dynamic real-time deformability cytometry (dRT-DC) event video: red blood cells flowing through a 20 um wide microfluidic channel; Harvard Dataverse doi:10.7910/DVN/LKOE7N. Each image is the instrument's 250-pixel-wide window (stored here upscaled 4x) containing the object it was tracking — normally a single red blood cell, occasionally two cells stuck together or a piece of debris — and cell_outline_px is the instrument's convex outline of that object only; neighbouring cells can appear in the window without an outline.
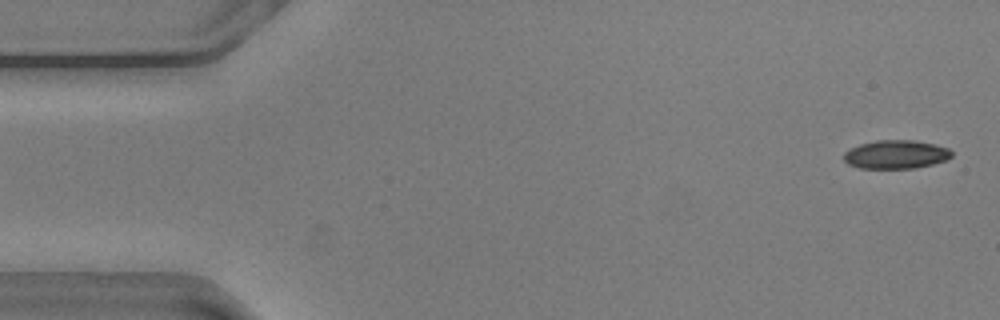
{"species": "common noctule bat (a hibernating species)", "species_latin": "Nyctalus noctula", "temperature_condition": "warm", "stored_images_in_passage": 56, "camera_frame_rate_fps": 3000, "um_per_image_px": 0.085, "animal": {"sex": "male", "body_mass_g": 20.5, "forearm_length_mm": 52.5}, "frame": {"image": 1, "passage_image": 2, "time_ms": 0.333, "image_size_px": [1000, 320], "cell_outline_px": [[952, 156], [944, 160], [932, 164], [916, 168], [860, 168], [848, 164], [844, 160], [844, 152], [848, 148], [860, 144], [876, 140], [912, 140], [932, 144], [948, 148], [952, 152]], "centroid_in_image_um": [76.11, 13.12], "position_along_channel_um": 8.9, "area_um2": 17.86}}
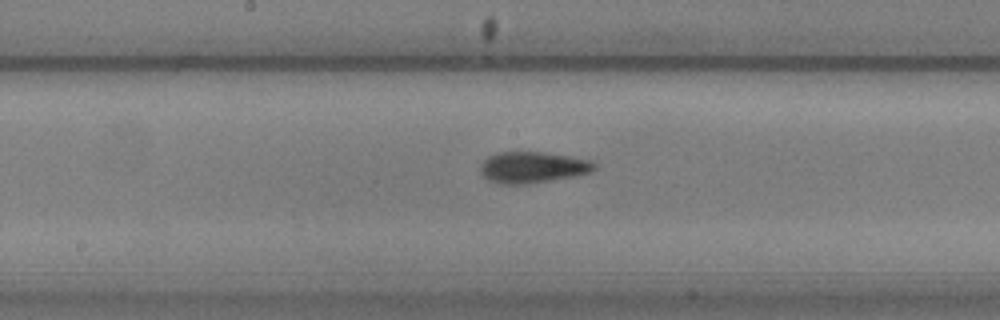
{"frame": {"image": 2, "passage_image": 28, "time_ms": 9.0, "image_size_px": [1000, 320], "cell_outline_px": [[596, 168], [592, 172], [576, 176], [528, 184], [500, 184], [488, 180], [480, 172], [480, 164], [488, 156], [496, 152], [544, 152], [572, 156], [592, 160], [596, 164]], "centroid_in_image_um": [45.29, 14.22], "position_along_channel_um": 202.9, "area_um2": 21.1}}
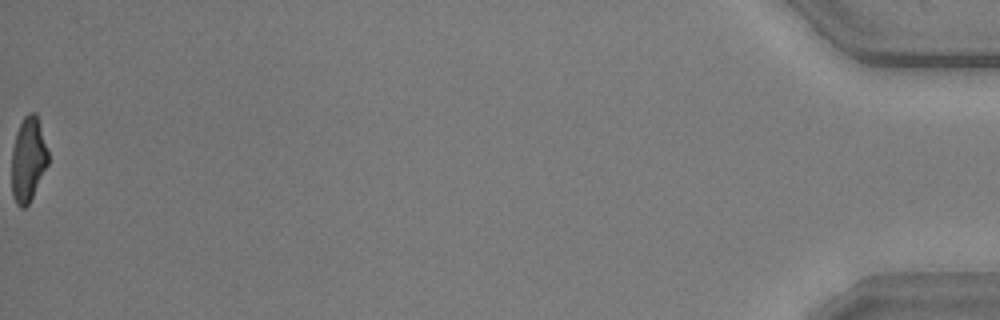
{"frame": {"image": 3, "passage_image": 56, "time_ms": 18.333, "image_size_px": [1000, 320], "cell_outline_px": [[48, 164], [28, 204], [24, 208], [20, 208], [16, 204], [12, 196], [12, 148], [16, 132], [24, 116], [28, 112], [36, 112], [48, 152]], "centroid_in_image_um": [2.38, 13.54], "position_along_channel_um": 432.8, "area_um2": 17.86}, "authors_computed_cell_mechanics": {"area_um2": 19.4208, "velocity_mm_per_s": 3.6225, "shape_relaxation_time_tau1_ms": 2.4755, "shape_relaxation_time_tau2_ms": 1.9815, "deformation_change_tau1": 0.1369, "deformation_change_tau2": 0.0934}}